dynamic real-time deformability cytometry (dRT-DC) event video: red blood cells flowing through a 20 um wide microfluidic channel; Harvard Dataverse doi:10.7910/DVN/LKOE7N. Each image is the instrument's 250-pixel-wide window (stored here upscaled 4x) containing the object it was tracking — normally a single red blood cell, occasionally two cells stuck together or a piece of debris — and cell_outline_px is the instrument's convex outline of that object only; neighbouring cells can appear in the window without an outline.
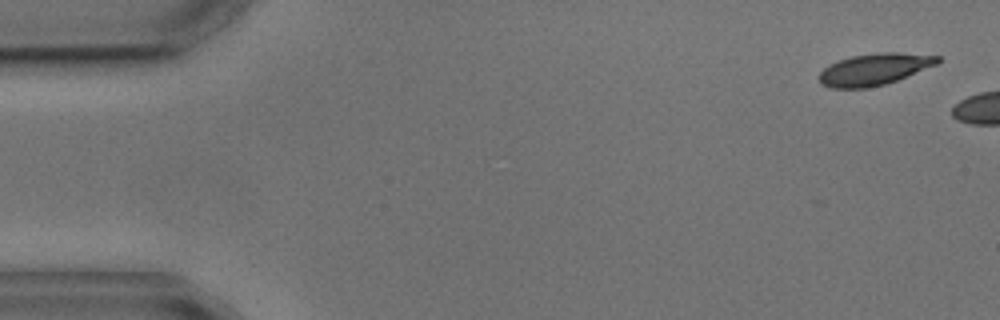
{"species": "common noctule bat (a hibernating species)", "species_latin": "Nyctalus noctula", "temperature_condition": "cold", "stored_images_in_passage": 8, "camera_frame_rate_fps": 3000, "um_per_image_px": 0.085, "animal": {"sex": "male", "body_mass_g": 17.9, "forearm_length_mm": 54.2}, "frame": {"image": 1, "passage_image": 1, "time_ms": 0.0, "image_size_px": [1000, 320], "cell_outline_px": [[940, 60], [936, 64], [896, 80], [884, 84], [864, 88], [828, 88], [820, 84], [820, 72], [824, 68], [840, 60], [852, 56], [880, 52], [896, 52], [940, 56]], "centroid_in_image_um": [74.29, 5.89], "position_along_channel_um": 10.7, "area_um2": 21.44}}
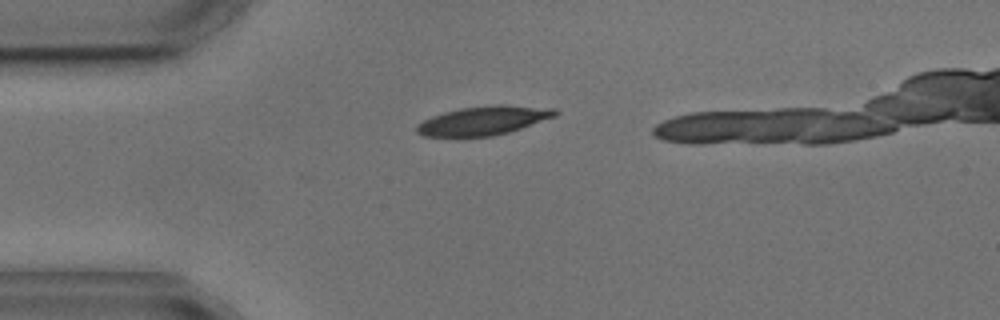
{"frame": {"image": 2, "passage_image": 4, "time_ms": 3.667, "image_size_px": [1000, 320], "cell_outline_px": [[560, 112], [556, 116], [508, 132], [492, 136], [424, 136], [416, 132], [416, 124], [432, 116], [444, 112], [460, 108], [496, 104], [504, 104], [556, 108]], "centroid_in_image_um": [41.12, 10.23], "position_along_channel_um": 43.9, "area_um2": 23.29}}
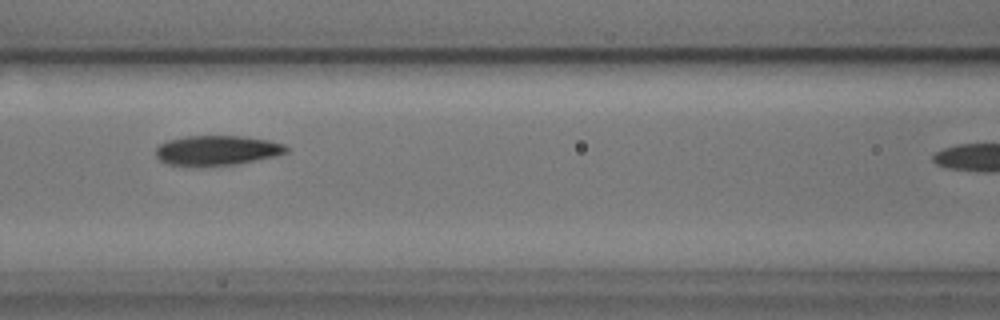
{"frame": {"image": 3, "passage_image": 7, "time_ms": 7.0, "image_size_px": [1000, 320], "cell_outline_px": [[288, 152], [276, 156], [236, 164], [192, 168], [168, 164], [160, 160], [156, 156], [156, 148], [160, 144], [168, 140], [188, 136], [240, 136], [268, 140], [284, 144], [288, 148]], "centroid_in_image_um": [18.42, 12.81], "position_along_channel_um": 148.2, "area_um2": 23.06}}